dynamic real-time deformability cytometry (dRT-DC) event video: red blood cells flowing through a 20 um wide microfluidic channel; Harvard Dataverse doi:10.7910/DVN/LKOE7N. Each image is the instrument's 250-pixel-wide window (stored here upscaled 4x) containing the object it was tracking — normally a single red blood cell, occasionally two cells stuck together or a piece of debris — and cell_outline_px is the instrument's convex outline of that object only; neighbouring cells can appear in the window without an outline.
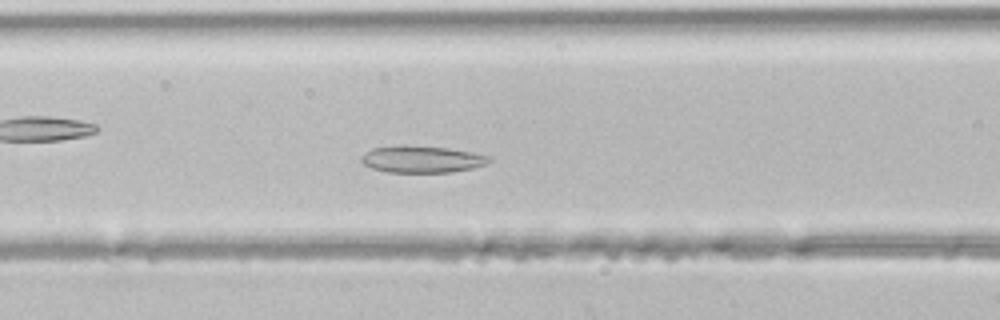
{"species": "common noctule bat (a hibernating species)", "species_latin": "Nyctalus noctula", "temperature_condition": "room temperature", "stored_images_in_passage": 40, "segment_of_instrument_passage": [1, 2], "camera_frame_rate_fps": 3000, "um_per_image_px": 0.085, "animal": {"sex": "male", "body_mass_g": 21.5, "forearm_length_mm": 52.0}, "frame": {"image": 1, "passage_image": 15, "time_ms": 4.667, "image_size_px": [1000, 320], "cell_outline_px": [[492, 160], [484, 164], [472, 168], [452, 172], [388, 172], [372, 168], [364, 164], [360, 160], [360, 156], [364, 152], [372, 148], [400, 144], [404, 144], [448, 148], [472, 152], [488, 156]], "centroid_in_image_um": [35.8, 13.52], "position_along_channel_um": 130.8, "area_um2": 20.17}}
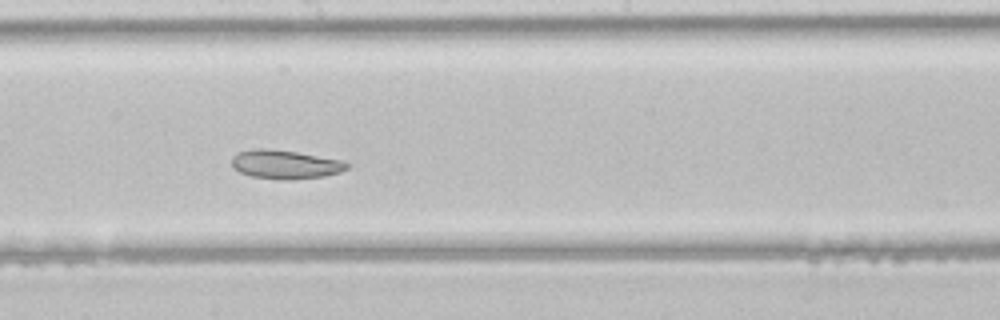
{"frame": {"image": 2, "passage_image": 21, "time_ms": 6.667, "image_size_px": [1000, 320], "cell_outline_px": [[348, 168], [340, 172], [324, 176], [292, 180], [280, 180], [252, 176], [240, 172], [232, 168], [232, 156], [236, 152], [252, 148], [268, 148], [296, 152], [340, 160], [348, 164]], "centroid_in_image_um": [24.18, 13.97], "position_along_channel_um": 224.0, "area_um2": 19.42}}
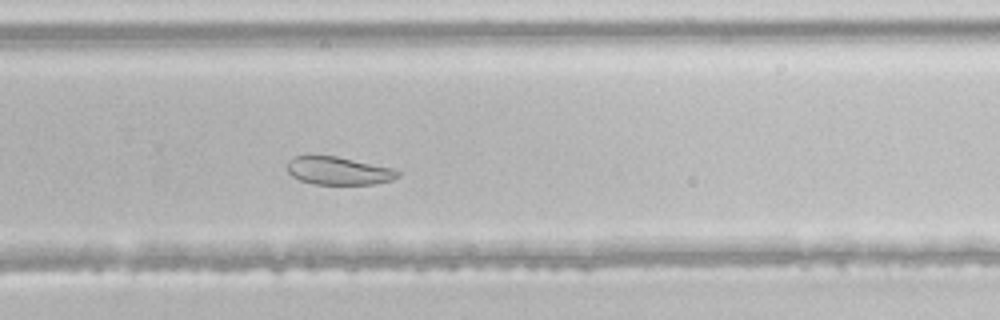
{"frame": {"image": 3, "passage_image": 26, "time_ms": 8.333, "image_size_px": [1000, 320], "cell_outline_px": [[400, 176], [392, 180], [376, 184], [312, 184], [300, 180], [292, 176], [288, 172], [288, 160], [296, 156], [336, 156], [396, 168], [400, 172]], "centroid_in_image_um": [28.83, 14.52], "position_along_channel_um": 301.0, "area_um2": 18.15}}